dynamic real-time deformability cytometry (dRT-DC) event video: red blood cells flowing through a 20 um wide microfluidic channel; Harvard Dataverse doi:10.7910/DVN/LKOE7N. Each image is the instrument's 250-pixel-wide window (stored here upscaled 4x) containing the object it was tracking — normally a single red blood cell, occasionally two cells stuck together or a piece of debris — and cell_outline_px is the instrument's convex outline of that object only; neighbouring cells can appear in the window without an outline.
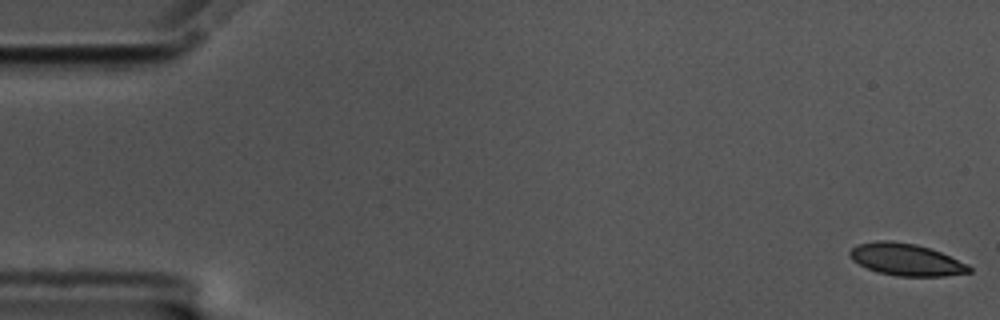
{"species": "common noctule bat (a hibernating species)", "species_latin": "Nyctalus noctula", "temperature_condition": "cold", "stored_images_in_passage": 59, "segment_of_instrument_passage": [1, 2], "camera_frame_rate_fps": 3000, "um_per_image_px": 0.085, "animal": {"sex": "male", "body_mass_g": 17.5, "forearm_length_mm": 52.3}, "frame": {"image": 1, "passage_image": 1, "time_ms": 0.0, "image_size_px": [1000, 320], "cell_outline_px": [[972, 272], [944, 276], [896, 276], [876, 272], [852, 260], [848, 252], [852, 248], [860, 244], [876, 240], [892, 240], [916, 244], [940, 252], [968, 264], [972, 268]], "centroid_in_image_um": [77.02, 22.06], "position_along_channel_um": 8.0, "area_um2": 22.25}}
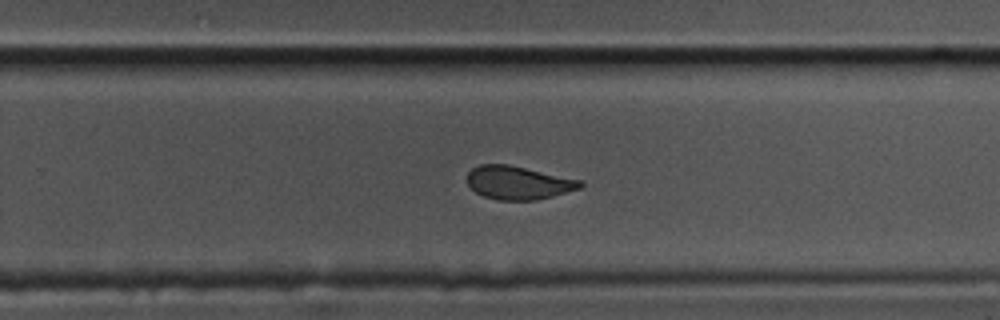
{"frame": {"image": 2, "passage_image": 37, "time_ms": 12.0, "image_size_px": [1000, 320], "cell_outline_px": [[584, 184], [580, 188], [552, 196], [536, 200], [496, 200], [484, 196], [476, 192], [468, 184], [468, 172], [472, 168], [480, 164], [508, 164], [580, 180]], "centroid_in_image_um": [44.03, 15.53], "position_along_channel_um": 285.8, "area_um2": 21.73}}
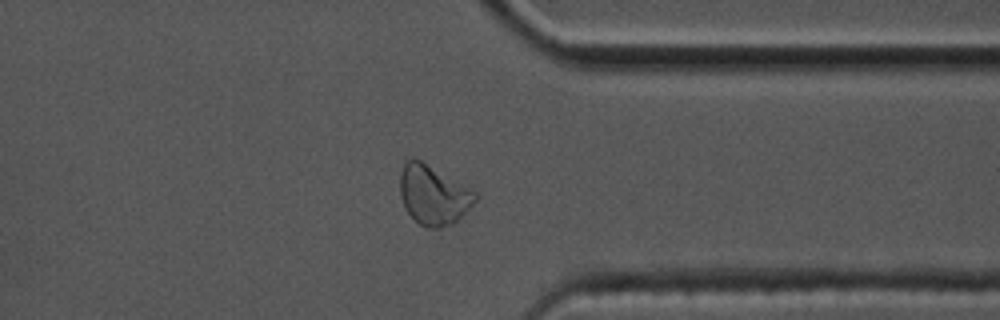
{"frame": {"image": 3, "passage_image": 45, "time_ms": 14.667, "image_size_px": [1000, 320], "cell_outline_px": [[476, 200], [452, 224], [440, 228], [428, 228], [420, 224], [404, 208], [400, 196], [400, 172], [404, 164], [408, 160], [420, 160], [472, 188], [476, 192]], "centroid_in_image_um": [36.82, 16.57], "position_along_channel_um": 374.6, "area_um2": 25.72}}